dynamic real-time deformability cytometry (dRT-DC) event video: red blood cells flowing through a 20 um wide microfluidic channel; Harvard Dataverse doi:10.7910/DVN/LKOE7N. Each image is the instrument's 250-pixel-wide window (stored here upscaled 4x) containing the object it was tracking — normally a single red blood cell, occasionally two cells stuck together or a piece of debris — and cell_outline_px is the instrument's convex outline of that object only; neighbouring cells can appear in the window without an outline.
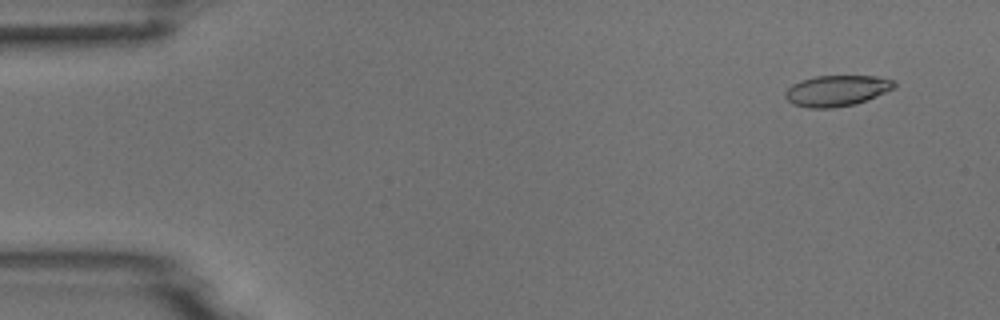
{"species": "common noctule bat (a hibernating species)", "species_latin": "Nyctalus noctula", "temperature_condition": "room temperature", "stored_images_in_passage": 5, "camera_frame_rate_fps": 3000, "um_per_image_px": 0.085, "animal": {"sex": "male", "body_mass_g": 18.8}, "frame": {"image": 1, "passage_image": 1, "time_ms": 0.0, "image_size_px": [1000, 320], "cell_outline_px": [[896, 88], [856, 104], [832, 108], [808, 108], [792, 104], [784, 96], [784, 92], [792, 84], [800, 80], [816, 76], [876, 76], [896, 80]], "centroid_in_image_um": [71.13, 7.71], "position_along_channel_um": 13.9, "area_um2": 19.83}}
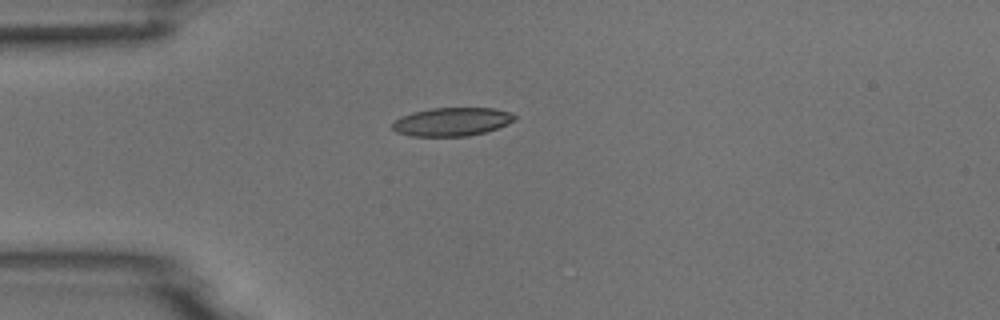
{"frame": {"image": 2, "passage_image": 4, "time_ms": 3.333, "image_size_px": [1000, 320], "cell_outline_px": [[516, 120], [508, 124], [484, 132], [468, 136], [412, 136], [396, 132], [392, 128], [392, 124], [400, 116], [412, 112], [432, 108], [492, 108], [508, 112], [516, 116]], "centroid_in_image_um": [38.39, 10.35], "position_along_channel_um": 46.6, "area_um2": 20.17}}